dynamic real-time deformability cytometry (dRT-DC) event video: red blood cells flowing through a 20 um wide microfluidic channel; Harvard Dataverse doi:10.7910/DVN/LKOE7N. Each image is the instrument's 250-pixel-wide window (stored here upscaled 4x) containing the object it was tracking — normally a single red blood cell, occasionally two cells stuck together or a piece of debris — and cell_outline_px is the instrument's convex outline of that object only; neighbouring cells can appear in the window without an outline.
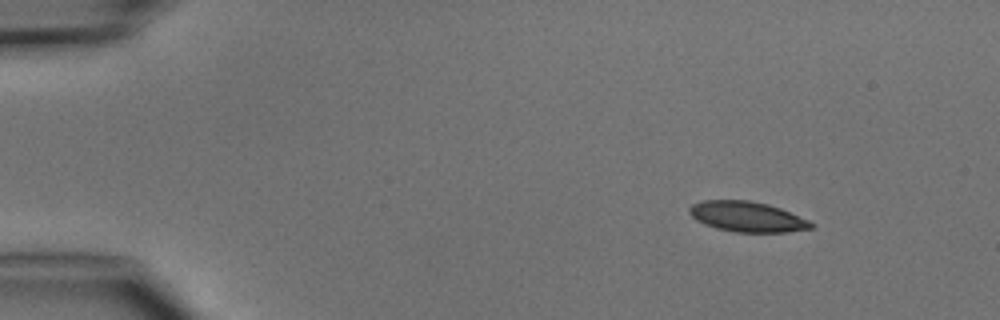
{"species": "common noctule bat (a hibernating species)", "species_latin": "Nyctalus noctula", "temperature_condition": "cold", "stored_images_in_passage": 4, "segment_of_instrument_passage": [1, 2], "camera_frame_rate_fps": 3000, "um_per_image_px": 0.085, "animal": {"sex": "male", "body_mass_g": 15.6}, "frame": {"image": 1, "passage_image": 1, "time_ms": 0.0, "image_size_px": [1000, 320], "cell_outline_px": [[816, 224], [812, 228], [788, 232], [736, 232], [716, 228], [696, 220], [688, 212], [688, 208], [692, 204], [704, 200], [748, 200], [768, 204], [780, 208], [808, 220]], "centroid_in_image_um": [63.51, 18.42], "position_along_channel_um": 21.5, "area_um2": 21.44}}